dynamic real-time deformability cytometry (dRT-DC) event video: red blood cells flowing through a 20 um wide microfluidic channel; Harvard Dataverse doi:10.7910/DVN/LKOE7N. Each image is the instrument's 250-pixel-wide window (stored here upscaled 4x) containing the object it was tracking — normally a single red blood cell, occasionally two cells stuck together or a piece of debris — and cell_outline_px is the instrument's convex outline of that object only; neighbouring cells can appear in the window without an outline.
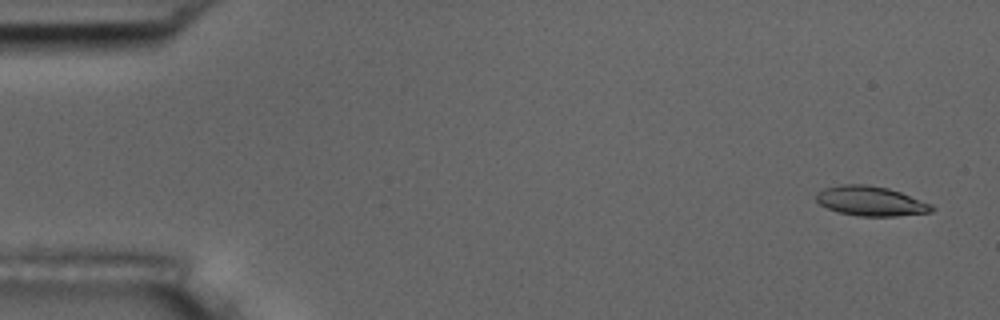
{"species": "common noctule bat (a hibernating species)", "species_latin": "Nyctalus noctula", "temperature_condition": "room temperature", "stored_images_in_passage": 54, "camera_frame_rate_fps": 3000, "um_per_image_px": 0.085, "animal": {"sex": "male", "body_mass_g": 17.5, "forearm_length_mm": 52.3}, "frame": {"image": 1, "passage_image": 2, "time_ms": 0.333, "image_size_px": [1000, 320], "cell_outline_px": [[936, 208], [932, 212], [896, 216], [860, 216], [836, 212], [820, 204], [816, 200], [816, 192], [824, 188], [840, 184], [864, 184], [888, 188], [900, 192], [932, 204]], "centroid_in_image_um": [74.01, 17.09], "position_along_channel_um": 11.0, "area_um2": 20.06}}
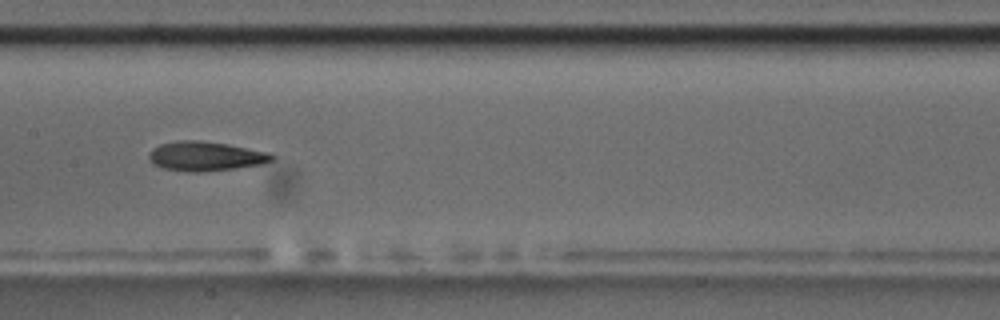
{"frame": {"image": 2, "passage_image": 27, "time_ms": 8.667, "image_size_px": [1000, 320], "cell_outline_px": [[276, 156], [272, 160], [260, 164], [236, 168], [204, 172], [188, 172], [164, 168], [152, 164], [148, 160], [148, 152], [152, 148], [160, 144], [176, 140], [200, 140], [228, 144], [268, 152]], "centroid_in_image_um": [17.42, 13.27], "position_along_channel_um": 190.0, "area_um2": 21.27}}
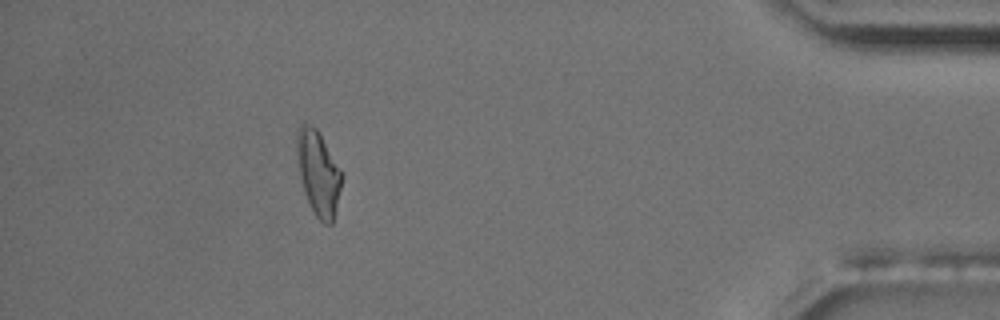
{"frame": {"image": 3, "passage_image": 49, "time_ms": 16.0, "image_size_px": [1000, 320], "cell_outline_px": [[340, 188], [332, 224], [324, 224], [316, 216], [304, 192], [300, 176], [296, 156], [296, 132], [304, 120], [316, 128], [340, 168]], "centroid_in_image_um": [27.01, 14.65], "position_along_channel_um": 408.2, "area_um2": 21.68}, "authors_computed_cell_mechanics": {"area_um2": 20.4612, "velocity_mm_per_s": 3.6914, "shape_relaxation_time_tau1_ms": 7.1099, "shape_relaxation_time_tau2_ms": 3.8342, "deformation_change_tau1": 0.2185, "deformation_change_tau2": 0.1198}}